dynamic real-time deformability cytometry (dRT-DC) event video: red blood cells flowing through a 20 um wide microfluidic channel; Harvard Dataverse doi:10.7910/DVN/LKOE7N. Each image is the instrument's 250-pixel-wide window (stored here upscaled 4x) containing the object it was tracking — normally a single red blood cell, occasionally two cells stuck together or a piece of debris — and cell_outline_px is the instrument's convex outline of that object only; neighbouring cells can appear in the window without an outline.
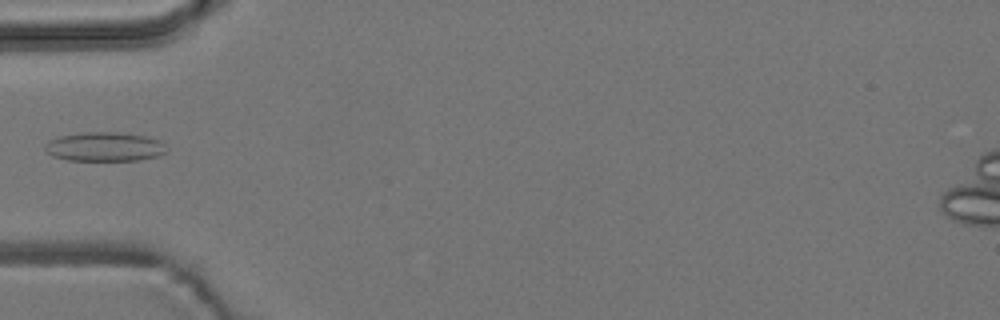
{"species": "common noctule bat (a hibernating species)", "species_latin": "Nyctalus noctula", "temperature_condition": "room temperature", "stored_images_in_passage": 3, "camera_frame_rate_fps": 3000, "um_per_image_px": 0.085, "animal": {"sex": "male", "body_mass_g": 19.2, "forearm_length_mm": 51.8}, "frame": {"image": 1, "passage_image": 2, "time_ms": 1.333, "image_size_px": [1000, 320], "cell_outline_px": [[168, 152], [160, 156], [140, 160], [68, 160], [52, 156], [44, 152], [44, 144], [48, 140], [56, 136], [84, 132], [116, 132], [144, 136], [160, 140], [168, 148]], "centroid_in_image_um": [8.87, 12.47], "position_along_channel_um": 76.1, "area_um2": 21.04}}